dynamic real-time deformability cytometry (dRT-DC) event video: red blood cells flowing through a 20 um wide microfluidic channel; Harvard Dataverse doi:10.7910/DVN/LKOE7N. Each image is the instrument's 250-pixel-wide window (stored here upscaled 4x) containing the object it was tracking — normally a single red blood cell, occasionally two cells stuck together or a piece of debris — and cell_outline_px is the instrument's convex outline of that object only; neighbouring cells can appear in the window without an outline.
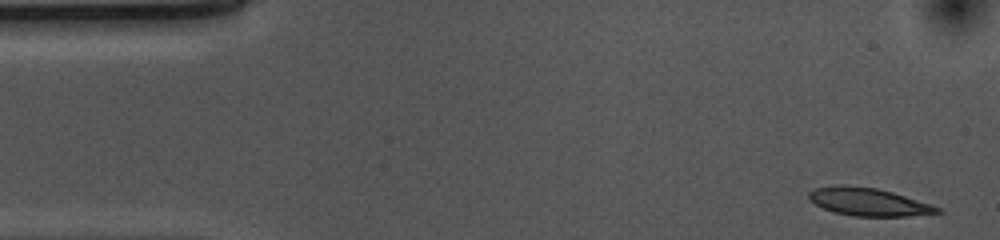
{"species": "common noctule bat (a hibernating species)", "species_latin": "Nyctalus noctula", "temperature_condition": "cold", "stored_images_in_passage": 47, "camera_frame_rate_fps": 3000, "um_per_image_px": 0.085, "animal": {"sex": "female", "body_mass_g": 10.0, "forearm_length_mm": 53.1}, "frame": {"image": 1, "passage_image": 1, "time_ms": 0.0, "image_size_px": [1000, 240], "cell_outline_px": [[944, 212], [908, 216], [852, 216], [832, 212], [808, 200], [808, 192], [816, 188], [840, 184], [844, 184], [876, 188], [892, 192], [932, 204], [940, 208]], "centroid_in_image_um": [73.81, 17.16], "position_along_channel_um": 11.2, "area_um2": 20.98}}
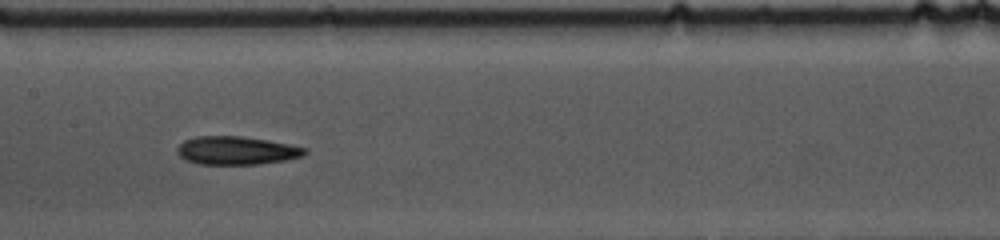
{"frame": {"image": 2, "passage_image": 23, "time_ms": 7.333, "image_size_px": [1000, 240], "cell_outline_px": [[308, 152], [304, 156], [288, 160], [260, 164], [200, 164], [184, 160], [176, 152], [176, 148], [184, 140], [196, 136], [240, 136], [268, 140], [308, 148]], "centroid_in_image_um": [20.12, 12.8], "position_along_channel_um": 187.3, "area_um2": 21.27}}
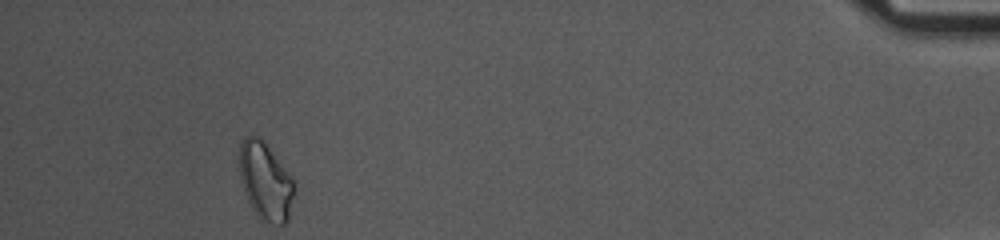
{"frame": {"image": 3, "passage_image": 47, "time_ms": 15.333, "image_size_px": [1000, 240], "cell_outline_px": [[292, 196], [288, 220], [284, 224], [272, 224], [260, 220], [256, 216], [244, 192], [240, 180], [240, 144], [244, 136], [252, 132], [264, 140], [292, 180]], "centroid_in_image_um": [22.5, 15.38], "position_along_channel_um": 412.7, "area_um2": 24.51}, "authors_computed_cell_mechanics": {"area_um2": 21.0392, "velocity_mm_per_s": 3.7002, "shape_relaxation_time_tau1_ms": 5.3967, "shape_relaxation_time_tau2_ms": 2.3922, "deformation_change_tau1": 0.1324, "deformation_change_tau2": 0.0964}}